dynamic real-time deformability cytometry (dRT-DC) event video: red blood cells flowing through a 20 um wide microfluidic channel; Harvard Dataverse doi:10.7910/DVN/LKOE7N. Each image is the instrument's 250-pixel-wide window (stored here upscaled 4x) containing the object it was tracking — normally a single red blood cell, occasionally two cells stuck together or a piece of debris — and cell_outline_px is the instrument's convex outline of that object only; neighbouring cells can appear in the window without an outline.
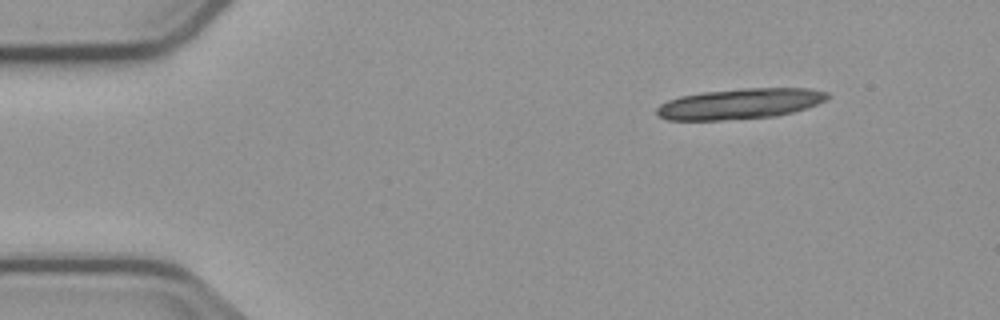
{"species": "common noctule bat (a hibernating species)", "species_latin": "Nyctalus noctula", "temperature_condition": "cold", "stored_images_in_passage": 7, "segment_of_instrument_passage": [1, 2], "camera_frame_rate_fps": 3000, "um_per_image_px": 0.085, "animal": {"sex": "male", "body_mass_g": 23.1, "forearm_length_mm": 52.7}, "frame": {"image": 1, "passage_image": 1, "time_ms": 0.0, "image_size_px": [1000, 320], "cell_outline_px": [[828, 96], [824, 100], [816, 104], [792, 112], [776, 116], [724, 120], [668, 120], [660, 116], [656, 112], [656, 108], [660, 104], [668, 100], [680, 96], [700, 92], [740, 88], [808, 88], [828, 92]], "centroid_in_image_um": [62.85, 8.81], "position_along_channel_um": 22.2, "area_um2": 30.35}}